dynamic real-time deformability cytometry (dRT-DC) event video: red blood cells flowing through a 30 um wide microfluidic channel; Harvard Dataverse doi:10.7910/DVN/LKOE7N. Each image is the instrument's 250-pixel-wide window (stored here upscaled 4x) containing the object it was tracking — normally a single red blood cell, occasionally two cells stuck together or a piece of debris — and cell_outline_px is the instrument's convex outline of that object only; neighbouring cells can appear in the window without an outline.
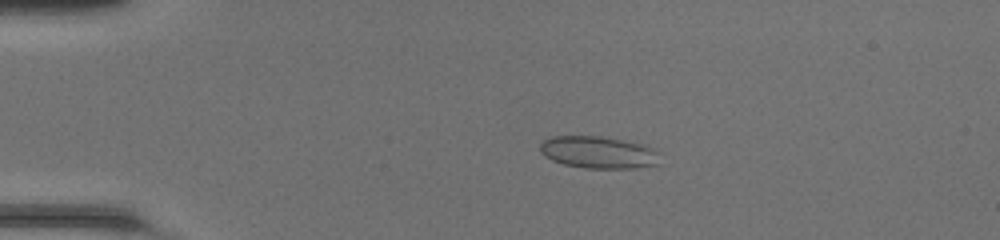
{"species": "common noctule bat (a hibernating species)", "species_latin": "Nyctalus noctula", "temperature_condition": "room temperature", "stored_images_in_passage": 49, "camera_frame_rate_fps": 3000, "um_per_image_px": 0.085, "animal": {"sex": "female", "body_mass_g": 20.0, "forearm_length_mm": 54.0}, "frame": {"image": 1, "passage_image": 11, "time_ms": 3.333, "image_size_px": [1000, 240], "cell_outline_px": [[660, 164], [636, 168], [584, 168], [564, 164], [552, 160], [544, 156], [540, 152], [540, 144], [548, 136], [600, 136], [644, 144], [660, 152]], "centroid_in_image_um": [50.88, 12.95], "position_along_channel_um": 34.1, "area_um2": 22.72}}
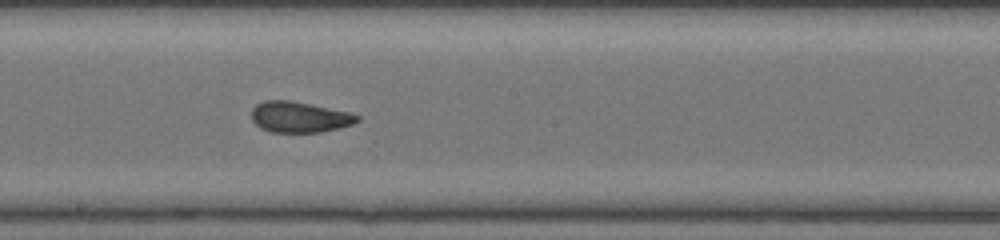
{"frame": {"image": 2, "passage_image": 28, "time_ms": 9.0, "image_size_px": [1000, 240], "cell_outline_px": [[360, 120], [352, 124], [320, 132], [272, 132], [260, 128], [252, 120], [252, 108], [256, 104], [264, 100], [288, 100], [352, 112], [360, 116]], "centroid_in_image_um": [25.45, 9.94], "position_along_channel_um": 222.8, "area_um2": 18.96}}
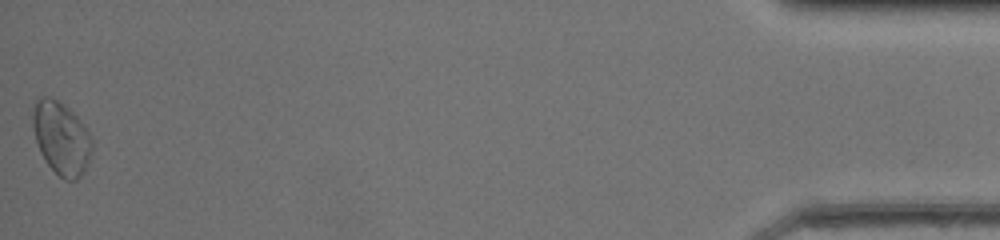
{"frame": {"image": 3, "passage_image": 49, "time_ms": 16.0, "image_size_px": [1000, 240], "cell_outline_px": [[92, 148], [88, 164], [80, 176], [76, 180], [64, 180], [48, 164], [40, 152], [32, 128], [32, 116], [36, 96], [52, 96], [64, 104], [76, 116], [88, 132], [92, 140]], "centroid_in_image_um": [5.18, 11.7], "position_along_channel_um": 430.0, "area_um2": 25.14}, "authors_computed_cell_mechanics": {"area_um2": 20.6346, "velocity_mm_per_s": 4.2907, "shape_relaxation_time_tau1_ms": null, "shape_relaxation_time_tau2_ms": 0.8686, "deformation_change_tau1": null, "deformation_change_tau2": 0.0535}}